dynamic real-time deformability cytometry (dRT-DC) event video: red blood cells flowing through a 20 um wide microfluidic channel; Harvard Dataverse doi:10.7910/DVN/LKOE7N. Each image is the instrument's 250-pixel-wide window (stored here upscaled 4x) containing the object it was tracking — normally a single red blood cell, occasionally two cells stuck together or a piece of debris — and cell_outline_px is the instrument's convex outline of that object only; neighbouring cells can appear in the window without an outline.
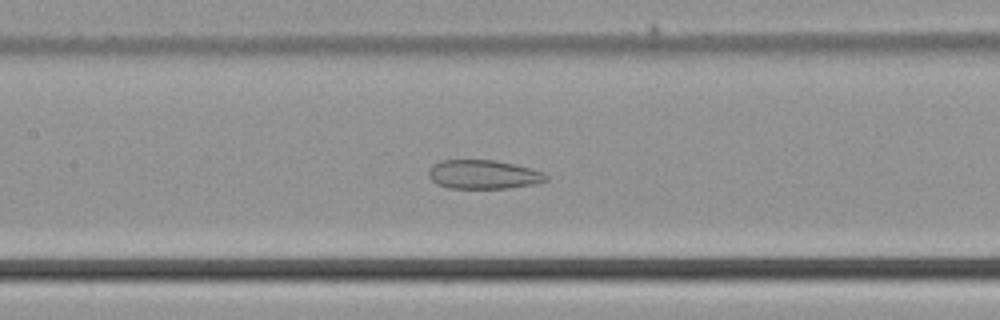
{"species": "common noctule bat (a hibernating species)", "species_latin": "Nyctalus noctula", "temperature_condition": "cold", "stored_images_in_passage": 52, "camera_frame_rate_fps": 3000, "um_per_image_px": 0.085, "animal": {"sex": "male", "body_mass_g": 21.5, "forearm_length_mm": 52.0}, "frame": {"image": 1, "passage_image": 25, "time_ms": 8.0, "image_size_px": [1000, 320], "cell_outline_px": [[548, 180], [540, 184], [508, 188], [448, 188], [436, 184], [428, 176], [428, 168], [432, 164], [440, 160], [496, 160], [532, 168], [544, 172], [548, 176]], "centroid_in_image_um": [41.11, 14.83], "position_along_channel_um": 166.3, "area_um2": 20.23}}
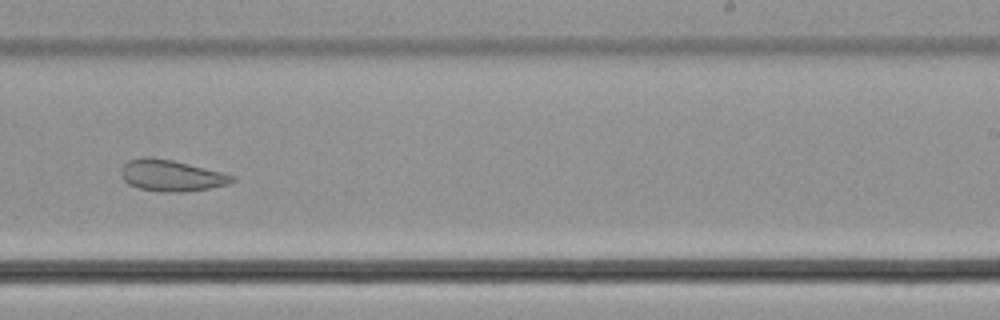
{"frame": {"image": 2, "passage_image": 33, "time_ms": 10.667, "image_size_px": [1000, 320], "cell_outline_px": [[236, 180], [228, 184], [208, 188], [184, 192], [160, 192], [140, 188], [128, 184], [120, 176], [120, 168], [128, 160], [144, 156], [148, 156], [172, 160], [236, 176]], "centroid_in_image_um": [14.51, 14.92], "position_along_channel_um": 274.5, "area_um2": 20.29}}
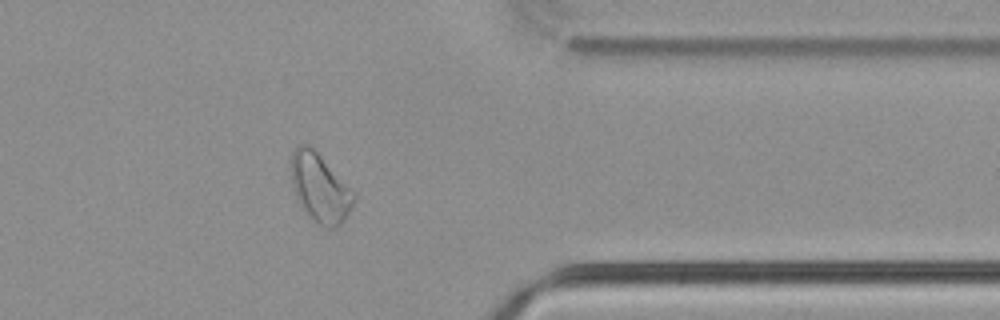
{"frame": {"image": 3, "passage_image": 42, "time_ms": 13.667, "image_size_px": [1000, 320], "cell_outline_px": [[356, 200], [352, 208], [340, 224], [332, 228], [328, 228], [316, 224], [304, 212], [296, 200], [288, 168], [288, 160], [292, 152], [300, 144], [308, 144], [320, 156], [356, 196]], "centroid_in_image_um": [27.11, 15.99], "position_along_channel_um": 384.3, "area_um2": 25.14}}